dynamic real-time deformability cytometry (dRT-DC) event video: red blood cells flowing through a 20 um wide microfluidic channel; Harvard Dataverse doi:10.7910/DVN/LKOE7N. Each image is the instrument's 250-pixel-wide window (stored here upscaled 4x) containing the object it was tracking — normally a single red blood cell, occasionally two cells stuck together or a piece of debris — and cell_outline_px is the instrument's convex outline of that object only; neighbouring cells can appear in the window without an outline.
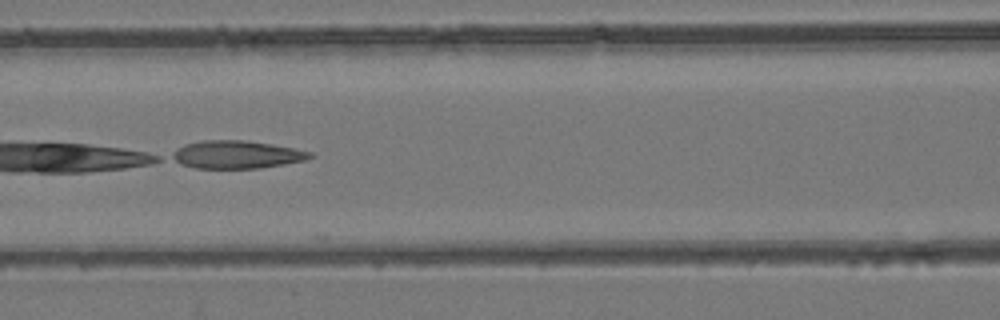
{"species": "common noctule bat (a hibernating species)", "species_latin": "Nyctalus noctula", "temperature_condition": "room temperature", "stored_images_in_passage": 5, "camera_frame_rate_fps": 3000, "um_per_image_px": 0.085, "animal": {"sex": "female", "body_mass_g": 24.6, "forearm_length_mm": 56.2}, "frame": {"image": 1, "passage_image": 3, "time_ms": 3.333, "image_size_px": [1000, 320], "cell_outline_px": [[316, 156], [304, 160], [284, 164], [260, 168], [196, 168], [180, 164], [172, 160], [168, 156], [184, 144], [204, 140], [244, 140], [272, 144], [312, 152]], "centroid_in_image_um": [20.08, 13.14], "position_along_channel_um": 146.5, "area_um2": 22.43}}
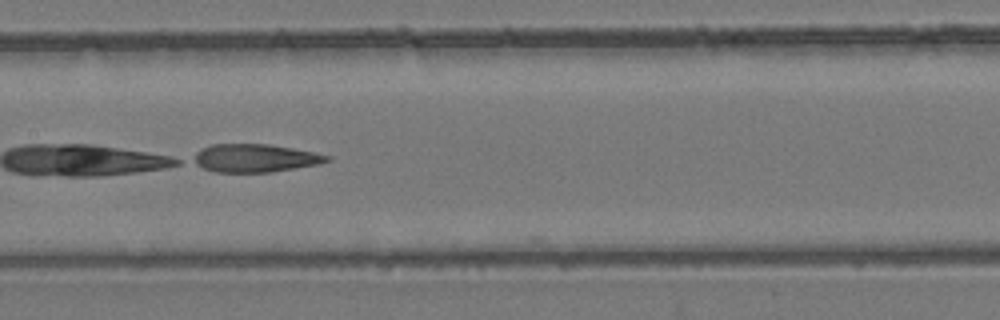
{"frame": {"image": 2, "passage_image": 4, "time_ms": 4.333, "image_size_px": [1000, 320], "cell_outline_px": [[332, 160], [320, 164], [272, 172], [216, 172], [204, 168], [188, 160], [196, 152], [212, 144], [268, 144], [292, 148], [332, 156]], "centroid_in_image_um": [21.67, 13.44], "position_along_channel_um": 185.7, "area_um2": 21.96}}
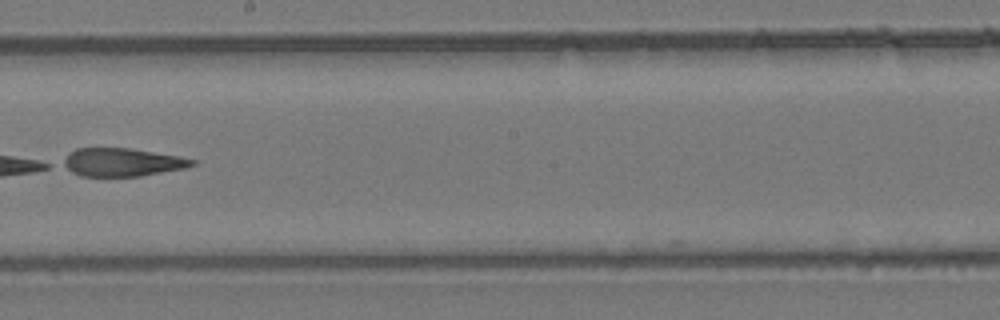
{"frame": {"image": 3, "passage_image": 5, "time_ms": 5.667, "image_size_px": [1000, 320], "cell_outline_px": [[196, 164], [184, 168], [140, 176], [80, 176], [56, 164], [76, 148], [128, 148], [180, 156], [196, 160]], "centroid_in_image_um": [10.31, 13.79], "position_along_channel_um": 237.9, "area_um2": 21.33}}